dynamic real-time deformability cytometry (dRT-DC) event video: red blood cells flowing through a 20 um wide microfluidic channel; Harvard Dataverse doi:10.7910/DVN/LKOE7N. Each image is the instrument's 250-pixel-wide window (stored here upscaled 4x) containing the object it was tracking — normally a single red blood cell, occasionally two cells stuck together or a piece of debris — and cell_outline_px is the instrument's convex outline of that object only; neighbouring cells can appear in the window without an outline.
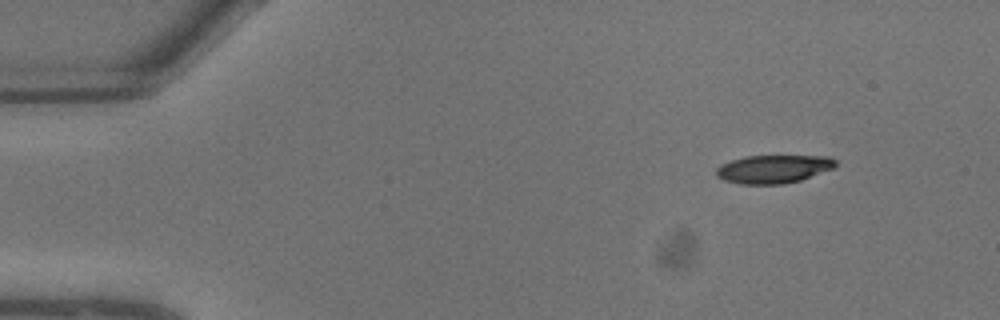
{"species": "common noctule bat (a hibernating species)", "species_latin": "Nyctalus noctula", "temperature_condition": "warm", "stored_images_in_passage": 6, "camera_frame_rate_fps": 3000, "um_per_image_px": 0.085, "animal": {"sex": "male", "body_mass_g": 13.3}, "frame": {"image": 1, "passage_image": 1, "time_ms": 0.0, "image_size_px": [1000, 320], "cell_outline_px": [[836, 164], [832, 168], [800, 180], [784, 184], [740, 184], [724, 180], [716, 176], [716, 168], [720, 164], [744, 156], [828, 156], [836, 160]], "centroid_in_image_um": [65.7, 14.36], "position_along_channel_um": 19.3, "area_um2": 19.54}}
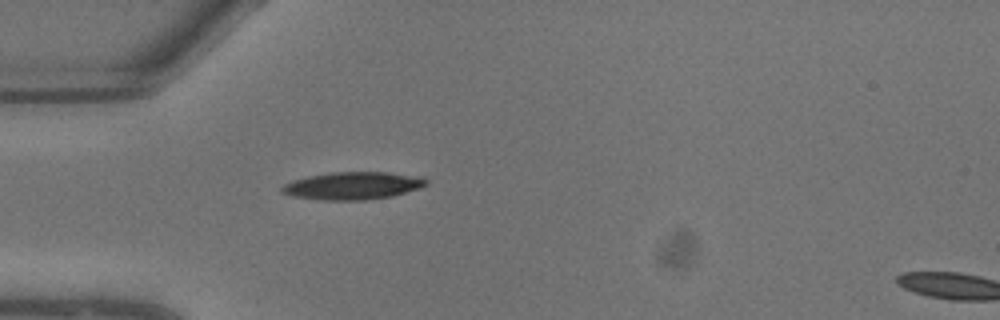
{"frame": {"image": 2, "passage_image": 5, "time_ms": 1.333, "image_size_px": [1000, 320], "cell_outline_px": [[428, 184], [420, 188], [392, 196], [364, 200], [320, 200], [292, 196], [280, 192], [280, 188], [284, 184], [292, 180], [308, 176], [328, 172], [384, 172], [424, 176], [428, 180]], "centroid_in_image_um": [29.99, 15.78], "position_along_channel_um": 55.0, "area_um2": 23.47}}